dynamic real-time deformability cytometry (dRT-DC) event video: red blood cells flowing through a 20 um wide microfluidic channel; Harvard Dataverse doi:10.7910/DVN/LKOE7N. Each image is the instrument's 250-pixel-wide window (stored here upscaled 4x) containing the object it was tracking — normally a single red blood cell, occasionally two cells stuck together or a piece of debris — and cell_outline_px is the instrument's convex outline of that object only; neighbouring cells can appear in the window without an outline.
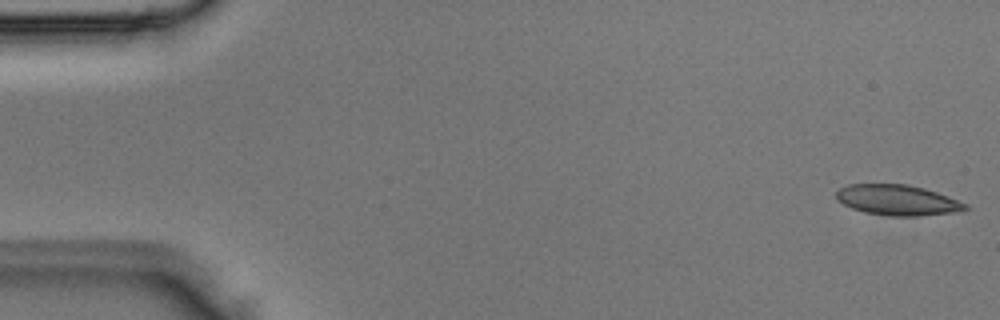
{"species": "Egyptian fruit bat (a non-hibernating species)", "species_latin": "Rousettus aegyptiacus", "temperature_condition": "room temperature", "stored_images_in_passage": 4, "segment_of_instrument_passage": [1, 2], "camera_frame_rate_fps": 3000, "um_per_image_px": 0.085, "animal": {"sex": "male"}, "frame": {"image": 1, "passage_image": 1, "time_ms": 0.0, "image_size_px": [1000, 320], "cell_outline_px": [[968, 208], [952, 212], [916, 216], [888, 216], [864, 212], [852, 208], [836, 200], [836, 192], [840, 188], [848, 184], [908, 184], [924, 188], [948, 196], [968, 204]], "centroid_in_image_um": [76.25, 17.0], "position_along_channel_um": 8.7, "area_um2": 22.83}}